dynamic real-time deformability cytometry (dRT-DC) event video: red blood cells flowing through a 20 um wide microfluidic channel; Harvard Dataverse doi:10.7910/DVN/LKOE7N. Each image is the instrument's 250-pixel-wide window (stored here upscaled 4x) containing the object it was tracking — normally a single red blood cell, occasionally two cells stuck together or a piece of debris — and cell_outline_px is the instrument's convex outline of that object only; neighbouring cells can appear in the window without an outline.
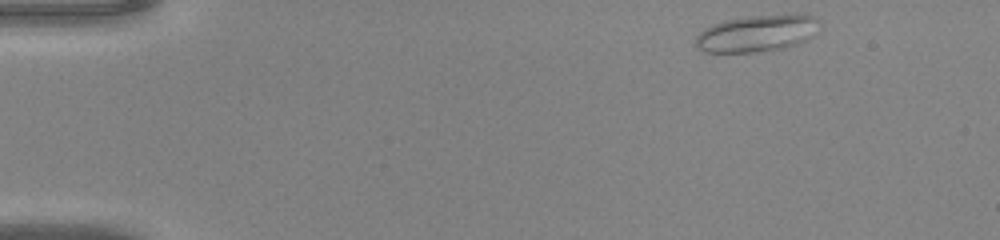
{"species": "common noctule bat (a hibernating species)", "species_latin": "Nyctalus noctula", "temperature_condition": "warm", "stored_images_in_passage": 42, "camera_frame_rate_fps": 3000, "um_per_image_px": 0.085, "animal": {"sex": "male", "body_mass_g": 20.0, "forearm_length_mm": 53.3}, "frame": {"image": 1, "passage_image": 1, "time_ms": 0.0, "image_size_px": [1000, 240], "cell_outline_px": [[816, 20], [808, 36], [804, 40], [796, 44], [784, 48], [756, 52], [704, 52], [696, 44], [696, 36], [704, 28], [712, 24], [724, 20], [748, 16], [812, 16]], "centroid_in_image_um": [64.15, 2.87], "position_along_channel_um": 20.8, "area_um2": 25.26}}
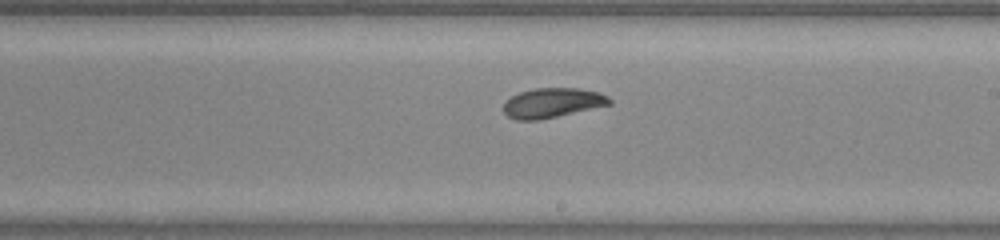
{"frame": {"image": 2, "passage_image": 23, "time_ms": 7.333, "image_size_px": [1000, 240], "cell_outline_px": [[612, 104], [540, 120], [516, 120], [508, 116], [504, 112], [504, 104], [512, 96], [520, 92], [536, 88], [580, 88], [596, 92], [608, 96], [612, 100]], "centroid_in_image_um": [46.97, 8.74], "position_along_channel_um": 242.0, "area_um2": 18.21}}
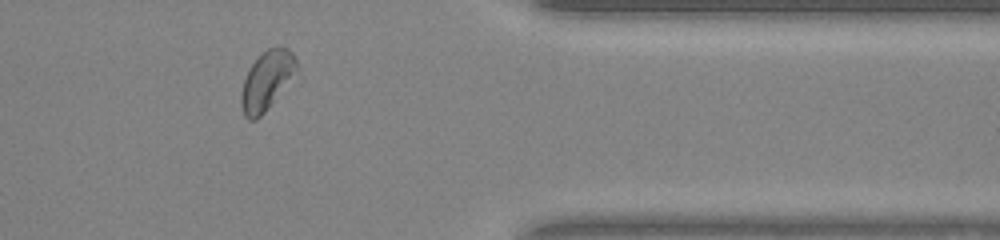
{"frame": {"image": 3, "passage_image": 34, "time_ms": 11.0, "image_size_px": [1000, 240], "cell_outline_px": [[296, 68], [264, 112], [256, 120], [248, 120], [244, 116], [240, 104], [240, 96], [244, 80], [252, 64], [268, 48], [276, 44], [288, 48], [292, 52], [296, 60]], "centroid_in_image_um": [22.61, 6.82], "position_along_channel_um": 388.8, "area_um2": 18.15}}